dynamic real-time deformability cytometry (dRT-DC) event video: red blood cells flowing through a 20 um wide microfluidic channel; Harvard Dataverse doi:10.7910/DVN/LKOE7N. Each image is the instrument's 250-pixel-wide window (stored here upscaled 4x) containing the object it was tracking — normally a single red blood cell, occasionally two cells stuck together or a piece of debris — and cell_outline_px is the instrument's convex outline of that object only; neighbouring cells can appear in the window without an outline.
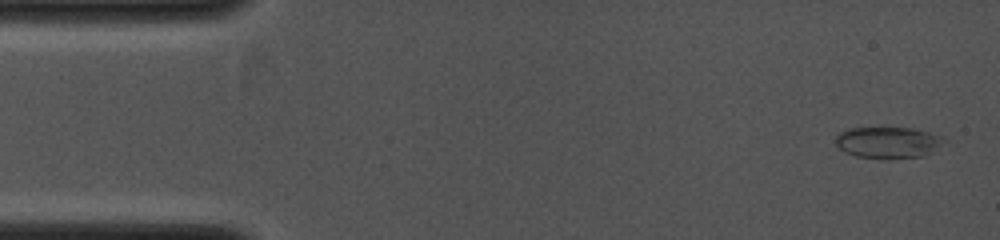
{"species": "common noctule bat (a hibernating species)", "species_latin": "Nyctalus noctula", "temperature_condition": "cold", "stored_images_in_passage": 14, "camera_frame_rate_fps": 4000, "um_per_image_px": 0.085, "animal": {"sex": "female", "body_mass_g": 19.0, "forearm_length_mm": 53.3}, "frame": {"image": 1, "passage_image": 1, "time_ms": 0.0, "image_size_px": [1000, 240], "cell_outline_px": [[948, 140], [924, 156], [884, 160], [856, 156], [844, 152], [836, 144], [836, 136], [840, 132], [852, 128], [912, 128], [928, 132], [940, 136]], "centroid_in_image_um": [75.48, 12.13], "position_along_channel_um": 9.5, "area_um2": 19.94}}
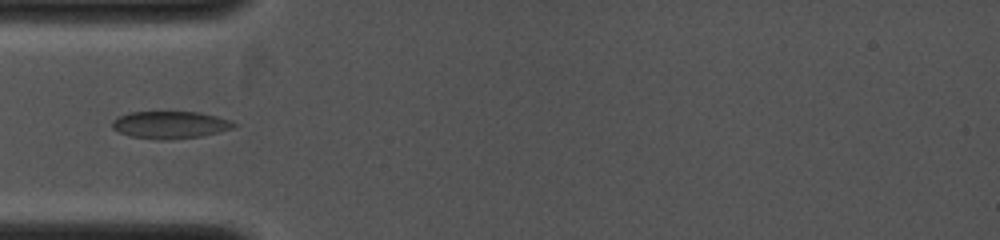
{"frame": {"image": 2, "passage_image": 12, "time_ms": 3.25, "image_size_px": [1000, 240], "cell_outline_px": [[236, 124], [232, 128], [220, 132], [200, 136], [164, 140], [160, 140], [132, 136], [120, 132], [112, 128], [112, 120], [116, 116], [128, 112], [200, 112], [232, 120]], "centroid_in_image_um": [14.45, 10.6], "position_along_channel_um": 70.6, "area_um2": 19.36}}